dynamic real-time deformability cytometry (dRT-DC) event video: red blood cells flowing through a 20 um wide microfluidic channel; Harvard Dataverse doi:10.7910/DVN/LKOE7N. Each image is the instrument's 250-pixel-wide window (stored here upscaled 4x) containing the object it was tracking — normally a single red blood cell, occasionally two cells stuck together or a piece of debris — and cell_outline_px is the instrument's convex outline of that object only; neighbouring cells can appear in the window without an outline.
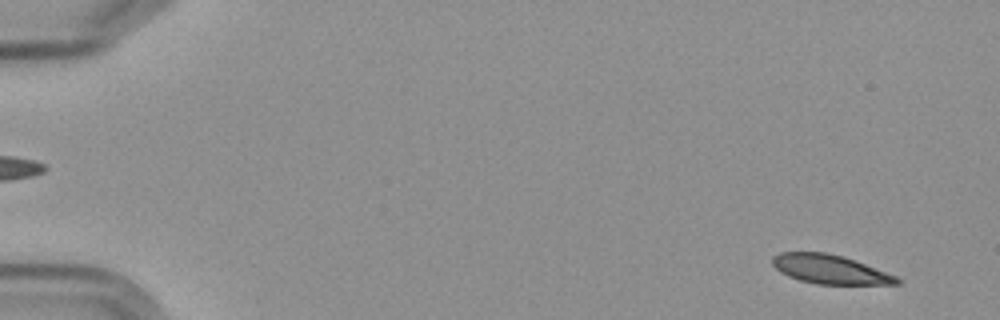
{"species": "Egyptian fruit bat (a non-hibernating species)", "species_latin": "Rousettus aegyptiacus", "temperature_condition": "cold", "stored_images_in_passage": 5, "segment_of_instrument_passage": [2, 2], "camera_frame_rate_fps": 3000, "um_per_image_px": 0.085, "frame": {"image": 1, "passage_image": 5, "time_ms": 4.667, "image_size_px": [1000, 320], "cell_outline_px": [[900, 284], [816, 284], [800, 280], [788, 276], [780, 272], [772, 264], [772, 256], [780, 252], [824, 252], [840, 256], [864, 264], [896, 276], [900, 280]], "centroid_in_image_um": [70.49, 22.89], "position_along_channel_um": 14.5, "area_um2": 20.69}}